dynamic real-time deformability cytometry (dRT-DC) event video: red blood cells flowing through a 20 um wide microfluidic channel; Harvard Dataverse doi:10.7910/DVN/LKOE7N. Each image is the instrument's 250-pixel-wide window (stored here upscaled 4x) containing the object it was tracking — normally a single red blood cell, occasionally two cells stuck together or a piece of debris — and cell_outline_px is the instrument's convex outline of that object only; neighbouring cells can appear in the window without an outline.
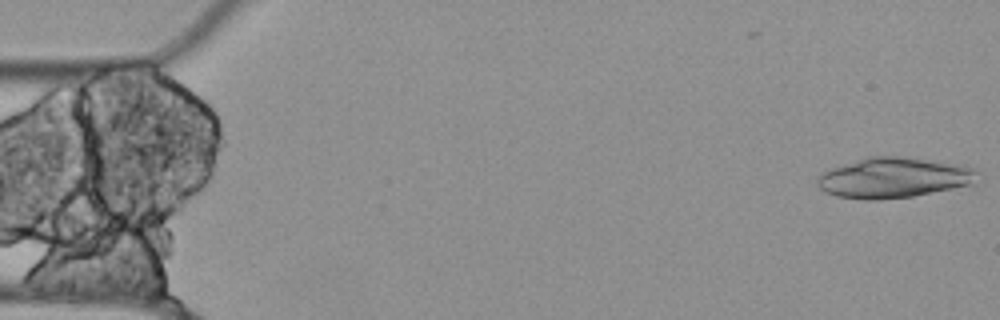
{"species": "Egyptian fruit bat (a non-hibernating species)", "species_latin": "Rousettus aegyptiacus", "temperature_condition": "cold", "stored_images_in_passage": 19, "camera_frame_rate_fps": 3000, "um_per_image_px": 0.085, "animal": {"sex": "female"}, "frame": {"image": 1, "passage_image": 1, "time_ms": 0.0, "image_size_px": [1000, 320], "cell_outline_px": [[976, 172], [972, 184], [912, 196], [880, 200], [864, 200], [836, 196], [824, 192], [816, 184], [816, 180], [824, 172], [832, 168], [868, 156], [900, 156], [964, 164], [972, 168]], "centroid_in_image_um": [75.92, 15.1], "position_along_channel_um": 9.1, "area_um2": 37.45}}
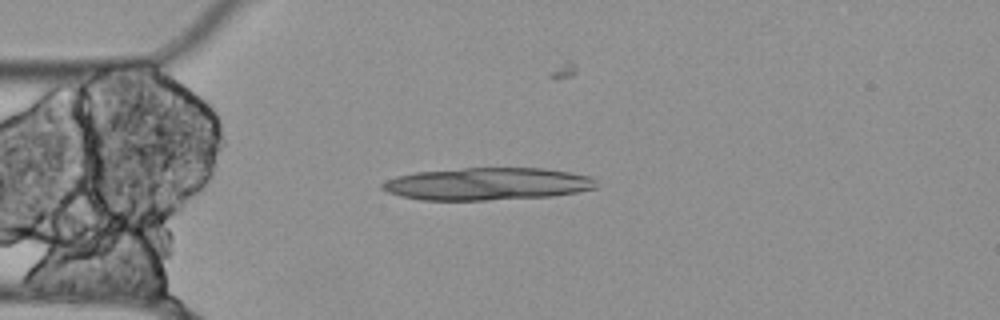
{"frame": {"image": 2, "passage_image": 13, "time_ms": 4.0, "image_size_px": [1000, 320], "cell_outline_px": [[596, 188], [576, 192], [552, 196], [484, 200], [424, 200], [400, 196], [388, 192], [380, 188], [380, 184], [396, 176], [416, 172], [464, 168], [540, 168], [568, 172], [588, 176], [596, 180]], "centroid_in_image_um": [41.39, 15.63], "position_along_channel_um": 43.6, "area_um2": 40.23}}
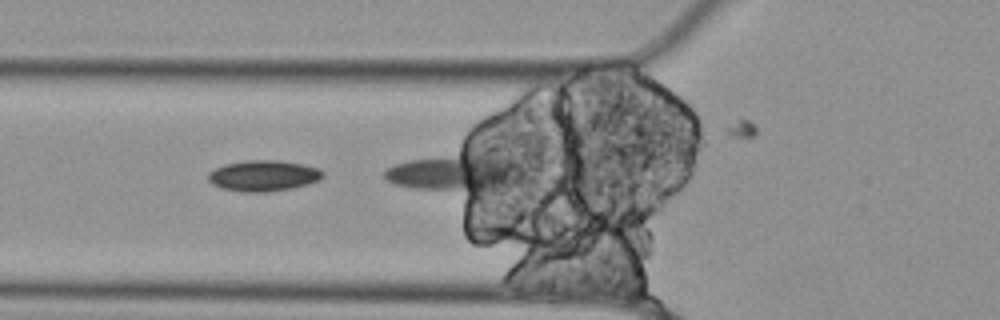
{"frame": {"image": 3, "passage_image": 18, "time_ms": 5.667, "image_size_px": [1000, 320], "cell_outline_px": [[324, 176], [320, 180], [308, 184], [292, 188], [268, 192], [244, 192], [224, 188], [212, 184], [208, 180], [208, 172], [224, 164], [244, 160], [276, 160], [300, 164], [320, 168], [324, 172]], "centroid_in_image_um": [22.4, 14.93], "position_along_channel_um": 103.4, "area_um2": 20.69}}